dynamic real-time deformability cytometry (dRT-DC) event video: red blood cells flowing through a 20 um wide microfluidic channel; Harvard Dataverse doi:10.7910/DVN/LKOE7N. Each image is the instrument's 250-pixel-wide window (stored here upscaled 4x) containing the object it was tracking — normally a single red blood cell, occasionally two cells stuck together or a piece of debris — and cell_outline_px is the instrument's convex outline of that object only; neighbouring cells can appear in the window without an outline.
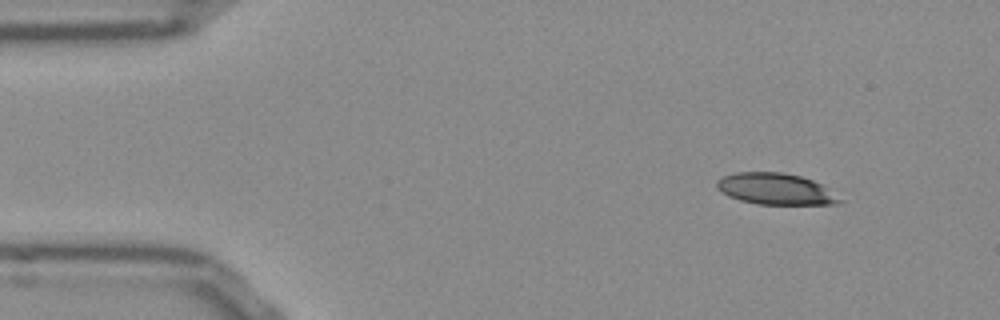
{"species": "Egyptian fruit bat (a non-hibernating species)", "species_latin": "Rousettus aegyptiacus", "temperature_condition": "room temperature", "stored_images_in_passage": 48, "camera_frame_rate_fps": 3000, "um_per_image_px": 0.085, "frame": {"image": 1, "passage_image": 1, "time_ms": 0.0, "image_size_px": [1000, 320], "cell_outline_px": [[844, 200], [836, 204], [756, 204], [740, 200], [728, 196], [716, 188], [716, 180], [724, 176], [736, 172], [784, 172], [800, 176], [812, 180], [820, 184]], "centroid_in_image_um": [65.89, 16.06], "position_along_channel_um": 19.1, "area_um2": 22.37}}
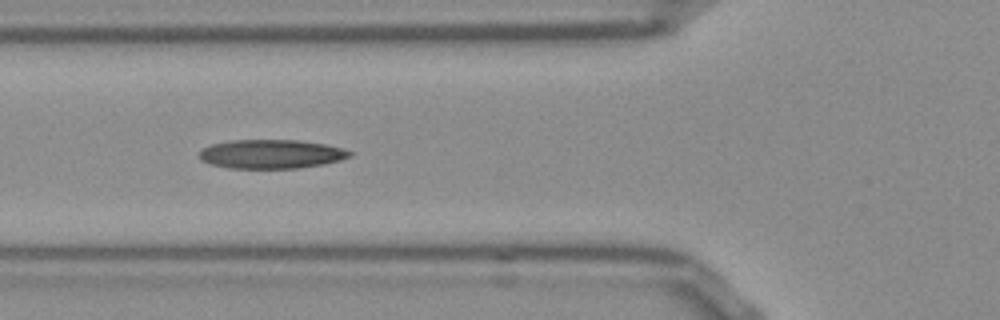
{"frame": {"image": 2, "passage_image": 14, "time_ms": 4.333, "image_size_px": [1000, 320], "cell_outline_px": [[352, 156], [340, 160], [324, 164], [296, 168], [232, 168], [212, 164], [200, 160], [200, 152], [204, 148], [212, 144], [232, 140], [296, 140], [324, 144], [344, 148], [352, 152]], "centroid_in_image_um": [23.09, 13.09], "position_along_channel_um": 102.7, "area_um2": 25.2}}
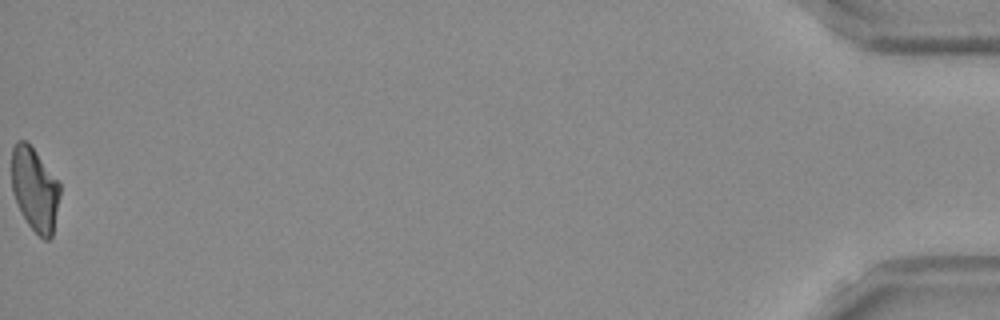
{"frame": {"image": 3, "passage_image": 48, "time_ms": 15.667, "image_size_px": [1000, 320], "cell_outline_px": [[60, 192], [52, 236], [48, 240], [44, 240], [28, 224], [12, 192], [12, 148], [16, 140], [28, 140], [60, 184]], "centroid_in_image_um": [2.95, 16.04], "position_along_channel_um": 432.3, "area_um2": 23.29}, "authors_computed_cell_mechanics": {"area_um2": 24.6517, "velocity_mm_per_s": 3.8485, "shape_relaxation_time_tau1_ms": null, "shape_relaxation_time_tau2_ms": 2.6639, "deformation_change_tau1": null, "deformation_change_tau2": 0.1113}}